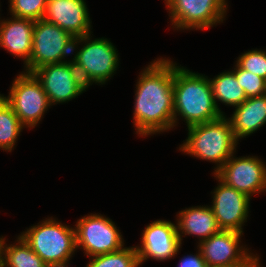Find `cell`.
Listing matches in <instances>:
<instances>
[{
  "label": "cell",
  "mask_w": 266,
  "mask_h": 267,
  "mask_svg": "<svg viewBox=\"0 0 266 267\" xmlns=\"http://www.w3.org/2000/svg\"><path fill=\"white\" fill-rule=\"evenodd\" d=\"M142 70L135 84L133 127L136 134L147 137L173 130L174 61L160 57Z\"/></svg>",
  "instance_id": "6da1fadb"
},
{
  "label": "cell",
  "mask_w": 266,
  "mask_h": 267,
  "mask_svg": "<svg viewBox=\"0 0 266 267\" xmlns=\"http://www.w3.org/2000/svg\"><path fill=\"white\" fill-rule=\"evenodd\" d=\"M174 127L179 118L187 128L219 119L223 114L216 106L208 76L195 73L174 62Z\"/></svg>",
  "instance_id": "7a4b0ae2"
},
{
  "label": "cell",
  "mask_w": 266,
  "mask_h": 267,
  "mask_svg": "<svg viewBox=\"0 0 266 267\" xmlns=\"http://www.w3.org/2000/svg\"><path fill=\"white\" fill-rule=\"evenodd\" d=\"M188 137L179 146V151L215 164V174L234 154L238 140L226 115L217 120L186 128Z\"/></svg>",
  "instance_id": "3957f363"
},
{
  "label": "cell",
  "mask_w": 266,
  "mask_h": 267,
  "mask_svg": "<svg viewBox=\"0 0 266 267\" xmlns=\"http://www.w3.org/2000/svg\"><path fill=\"white\" fill-rule=\"evenodd\" d=\"M91 37L89 34L74 40L72 52L75 54L72 53L74 56L71 58L88 88L93 83L97 85L107 83L116 74L120 63L118 50L109 39Z\"/></svg>",
  "instance_id": "277c9868"
},
{
  "label": "cell",
  "mask_w": 266,
  "mask_h": 267,
  "mask_svg": "<svg viewBox=\"0 0 266 267\" xmlns=\"http://www.w3.org/2000/svg\"><path fill=\"white\" fill-rule=\"evenodd\" d=\"M20 233L46 264L70 261L77 251L75 227L53 217L45 218Z\"/></svg>",
  "instance_id": "5b68a950"
},
{
  "label": "cell",
  "mask_w": 266,
  "mask_h": 267,
  "mask_svg": "<svg viewBox=\"0 0 266 267\" xmlns=\"http://www.w3.org/2000/svg\"><path fill=\"white\" fill-rule=\"evenodd\" d=\"M0 95L12 107L20 122L30 130L42 121L51 107L41 83L32 73L22 71L14 78L8 96Z\"/></svg>",
  "instance_id": "8992f818"
},
{
  "label": "cell",
  "mask_w": 266,
  "mask_h": 267,
  "mask_svg": "<svg viewBox=\"0 0 266 267\" xmlns=\"http://www.w3.org/2000/svg\"><path fill=\"white\" fill-rule=\"evenodd\" d=\"M244 233L221 230L197 245L206 265L220 267H262L258 254L241 244ZM251 251V252H250Z\"/></svg>",
  "instance_id": "52a82bcc"
},
{
  "label": "cell",
  "mask_w": 266,
  "mask_h": 267,
  "mask_svg": "<svg viewBox=\"0 0 266 267\" xmlns=\"http://www.w3.org/2000/svg\"><path fill=\"white\" fill-rule=\"evenodd\" d=\"M175 30H207L226 19L228 0H164Z\"/></svg>",
  "instance_id": "ba28073f"
},
{
  "label": "cell",
  "mask_w": 266,
  "mask_h": 267,
  "mask_svg": "<svg viewBox=\"0 0 266 267\" xmlns=\"http://www.w3.org/2000/svg\"><path fill=\"white\" fill-rule=\"evenodd\" d=\"M75 38L59 26L44 19L34 23L32 52L29 62L24 66L26 73L47 64L62 63L69 60ZM66 57V58H65Z\"/></svg>",
  "instance_id": "9c48e42d"
},
{
  "label": "cell",
  "mask_w": 266,
  "mask_h": 267,
  "mask_svg": "<svg viewBox=\"0 0 266 267\" xmlns=\"http://www.w3.org/2000/svg\"><path fill=\"white\" fill-rule=\"evenodd\" d=\"M76 246L88 257L115 252L125 246L123 235L105 215L88 214L76 221Z\"/></svg>",
  "instance_id": "30bf717a"
},
{
  "label": "cell",
  "mask_w": 266,
  "mask_h": 267,
  "mask_svg": "<svg viewBox=\"0 0 266 267\" xmlns=\"http://www.w3.org/2000/svg\"><path fill=\"white\" fill-rule=\"evenodd\" d=\"M32 74L41 83L51 106L68 103L88 89L71 60L44 65Z\"/></svg>",
  "instance_id": "8fae6325"
},
{
  "label": "cell",
  "mask_w": 266,
  "mask_h": 267,
  "mask_svg": "<svg viewBox=\"0 0 266 267\" xmlns=\"http://www.w3.org/2000/svg\"><path fill=\"white\" fill-rule=\"evenodd\" d=\"M215 173L226 185L240 191L250 198L254 194L266 192V162L258 156H235Z\"/></svg>",
  "instance_id": "7c38bea8"
},
{
  "label": "cell",
  "mask_w": 266,
  "mask_h": 267,
  "mask_svg": "<svg viewBox=\"0 0 266 267\" xmlns=\"http://www.w3.org/2000/svg\"><path fill=\"white\" fill-rule=\"evenodd\" d=\"M135 247L141 266L147 259L163 262L174 259L182 244L176 224L170 220L157 219L145 227L141 233V244Z\"/></svg>",
  "instance_id": "4fadbf2b"
},
{
  "label": "cell",
  "mask_w": 266,
  "mask_h": 267,
  "mask_svg": "<svg viewBox=\"0 0 266 267\" xmlns=\"http://www.w3.org/2000/svg\"><path fill=\"white\" fill-rule=\"evenodd\" d=\"M218 181L212 193L210 206L221 230H235L241 233L250 212L251 198L231 186L223 183L215 174Z\"/></svg>",
  "instance_id": "5bb4252c"
},
{
  "label": "cell",
  "mask_w": 266,
  "mask_h": 267,
  "mask_svg": "<svg viewBox=\"0 0 266 267\" xmlns=\"http://www.w3.org/2000/svg\"><path fill=\"white\" fill-rule=\"evenodd\" d=\"M86 0H48L43 19L59 26L75 39L92 34Z\"/></svg>",
  "instance_id": "9a60e30c"
},
{
  "label": "cell",
  "mask_w": 266,
  "mask_h": 267,
  "mask_svg": "<svg viewBox=\"0 0 266 267\" xmlns=\"http://www.w3.org/2000/svg\"><path fill=\"white\" fill-rule=\"evenodd\" d=\"M34 23L32 19L11 16L2 19L0 25V48L21 58L24 66L31 57Z\"/></svg>",
  "instance_id": "2e32d148"
},
{
  "label": "cell",
  "mask_w": 266,
  "mask_h": 267,
  "mask_svg": "<svg viewBox=\"0 0 266 267\" xmlns=\"http://www.w3.org/2000/svg\"><path fill=\"white\" fill-rule=\"evenodd\" d=\"M177 232L183 243V237L195 236L198 244L221 231L213 211L208 205L192 206L177 212Z\"/></svg>",
  "instance_id": "e0dca14e"
},
{
  "label": "cell",
  "mask_w": 266,
  "mask_h": 267,
  "mask_svg": "<svg viewBox=\"0 0 266 267\" xmlns=\"http://www.w3.org/2000/svg\"><path fill=\"white\" fill-rule=\"evenodd\" d=\"M228 119L238 141L257 132L266 124V94L247 98Z\"/></svg>",
  "instance_id": "ac0fdd59"
},
{
  "label": "cell",
  "mask_w": 266,
  "mask_h": 267,
  "mask_svg": "<svg viewBox=\"0 0 266 267\" xmlns=\"http://www.w3.org/2000/svg\"><path fill=\"white\" fill-rule=\"evenodd\" d=\"M0 237V267H46V263L18 235L15 243L8 244Z\"/></svg>",
  "instance_id": "d6986e66"
},
{
  "label": "cell",
  "mask_w": 266,
  "mask_h": 267,
  "mask_svg": "<svg viewBox=\"0 0 266 267\" xmlns=\"http://www.w3.org/2000/svg\"><path fill=\"white\" fill-rule=\"evenodd\" d=\"M211 84L212 93L214 100L219 111L225 115L220 109L219 105L221 102L226 106L238 107L246 99L243 88L239 85L237 78L232 70L221 72L214 78H208Z\"/></svg>",
  "instance_id": "ffe728a7"
},
{
  "label": "cell",
  "mask_w": 266,
  "mask_h": 267,
  "mask_svg": "<svg viewBox=\"0 0 266 267\" xmlns=\"http://www.w3.org/2000/svg\"><path fill=\"white\" fill-rule=\"evenodd\" d=\"M25 128L12 107L0 95V150L12 152Z\"/></svg>",
  "instance_id": "44dd1931"
},
{
  "label": "cell",
  "mask_w": 266,
  "mask_h": 267,
  "mask_svg": "<svg viewBox=\"0 0 266 267\" xmlns=\"http://www.w3.org/2000/svg\"><path fill=\"white\" fill-rule=\"evenodd\" d=\"M89 259L86 267H140L135 246H124L118 251L92 256Z\"/></svg>",
  "instance_id": "7402d4cb"
},
{
  "label": "cell",
  "mask_w": 266,
  "mask_h": 267,
  "mask_svg": "<svg viewBox=\"0 0 266 267\" xmlns=\"http://www.w3.org/2000/svg\"><path fill=\"white\" fill-rule=\"evenodd\" d=\"M48 0H9V12L11 16L32 19H43Z\"/></svg>",
  "instance_id": "603a6c76"
},
{
  "label": "cell",
  "mask_w": 266,
  "mask_h": 267,
  "mask_svg": "<svg viewBox=\"0 0 266 267\" xmlns=\"http://www.w3.org/2000/svg\"><path fill=\"white\" fill-rule=\"evenodd\" d=\"M233 67L234 69H232V71L247 98L266 94V79L250 71L241 69L236 63Z\"/></svg>",
  "instance_id": "cb8c5ba5"
},
{
  "label": "cell",
  "mask_w": 266,
  "mask_h": 267,
  "mask_svg": "<svg viewBox=\"0 0 266 267\" xmlns=\"http://www.w3.org/2000/svg\"><path fill=\"white\" fill-rule=\"evenodd\" d=\"M235 63L241 69L266 79V51L262 49L245 51L237 57Z\"/></svg>",
  "instance_id": "d4e9b609"
},
{
  "label": "cell",
  "mask_w": 266,
  "mask_h": 267,
  "mask_svg": "<svg viewBox=\"0 0 266 267\" xmlns=\"http://www.w3.org/2000/svg\"><path fill=\"white\" fill-rule=\"evenodd\" d=\"M177 265V267H205L206 262L204 261L200 250L198 249L194 255L187 254V256H183Z\"/></svg>",
  "instance_id": "484cf974"
},
{
  "label": "cell",
  "mask_w": 266,
  "mask_h": 267,
  "mask_svg": "<svg viewBox=\"0 0 266 267\" xmlns=\"http://www.w3.org/2000/svg\"><path fill=\"white\" fill-rule=\"evenodd\" d=\"M69 261L46 264V267H69Z\"/></svg>",
  "instance_id": "4316f807"
},
{
  "label": "cell",
  "mask_w": 266,
  "mask_h": 267,
  "mask_svg": "<svg viewBox=\"0 0 266 267\" xmlns=\"http://www.w3.org/2000/svg\"><path fill=\"white\" fill-rule=\"evenodd\" d=\"M205 267H220V266H210V265H206Z\"/></svg>",
  "instance_id": "83f0119b"
}]
</instances>
